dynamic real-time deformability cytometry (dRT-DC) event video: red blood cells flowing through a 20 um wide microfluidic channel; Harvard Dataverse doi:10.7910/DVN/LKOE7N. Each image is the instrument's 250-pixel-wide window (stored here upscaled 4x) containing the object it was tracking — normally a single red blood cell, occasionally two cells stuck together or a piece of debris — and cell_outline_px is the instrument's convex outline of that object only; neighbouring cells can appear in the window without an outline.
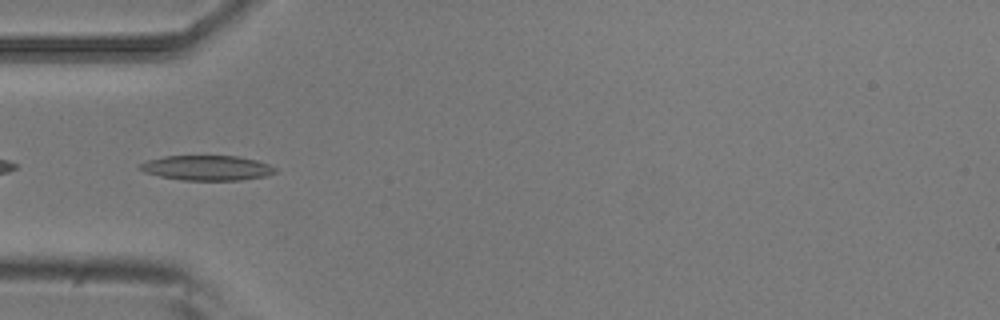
{"species": "common noctule bat (a hibernating species)", "species_latin": "Nyctalus noctula", "temperature_condition": "room temperature", "stored_images_in_passage": 8, "camera_frame_rate_fps": 3000, "um_per_image_px": 0.085, "animal": {"sex": "male", "body_mass_g": 20.5, "forearm_length_mm": 52.5}, "frame": {"image": 1, "passage_image": 5, "time_ms": 1.333, "image_size_px": [1000, 320], "cell_outline_px": [[276, 172], [264, 176], [240, 180], [180, 180], [160, 176], [144, 172], [136, 168], [140, 164], [148, 160], [164, 156], [236, 156], [256, 160], [268, 164], [276, 168]], "centroid_in_image_um": [17.55, 14.27], "position_along_channel_um": 67.4, "area_um2": 19.59}}
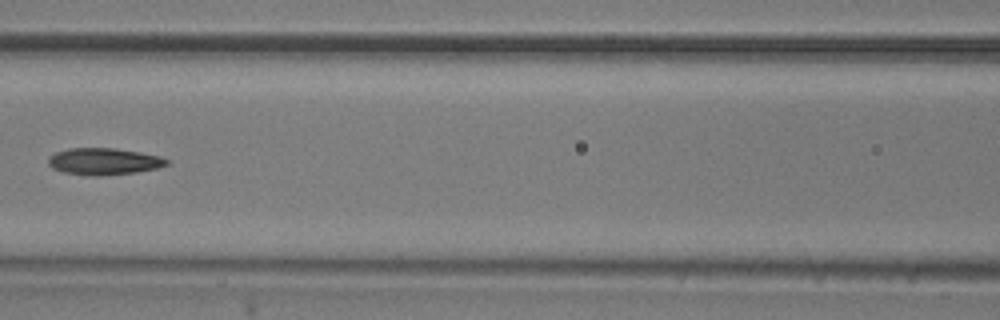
{"frame": {"image": 2, "passage_image": 7, "time_ms": 2.0, "image_size_px": [1000, 320], "cell_outline_px": [[172, 160], [168, 164], [156, 168], [136, 172], [100, 176], [88, 176], [64, 172], [52, 168], [48, 164], [48, 156], [56, 152], [68, 148], [116, 148], [160, 156]], "centroid_in_image_um": [8.82, 13.72], "position_along_channel_um": 157.8, "area_um2": 18.61}}
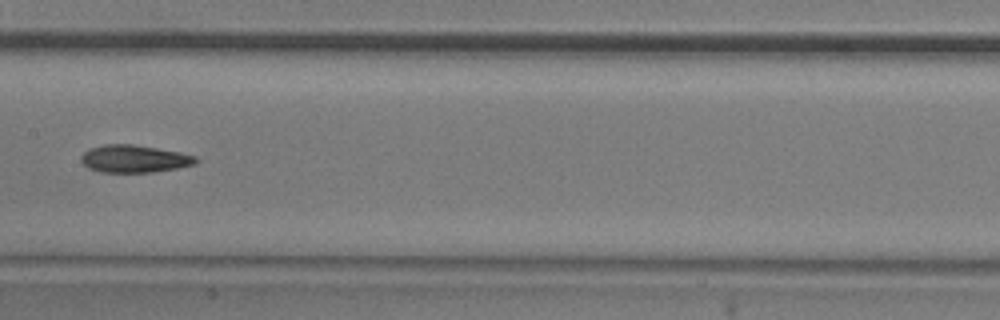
{"frame": {"image": 3, "passage_image": 8, "time_ms": 2.333, "image_size_px": [1000, 320], "cell_outline_px": [[200, 160], [196, 164], [176, 168], [152, 172], [100, 172], [88, 168], [80, 160], [80, 156], [84, 152], [92, 148], [104, 144], [132, 144], [180, 152], [196, 156]], "centroid_in_image_um": [11.42, 13.5], "position_along_channel_um": 196.0, "area_um2": 18.38}}